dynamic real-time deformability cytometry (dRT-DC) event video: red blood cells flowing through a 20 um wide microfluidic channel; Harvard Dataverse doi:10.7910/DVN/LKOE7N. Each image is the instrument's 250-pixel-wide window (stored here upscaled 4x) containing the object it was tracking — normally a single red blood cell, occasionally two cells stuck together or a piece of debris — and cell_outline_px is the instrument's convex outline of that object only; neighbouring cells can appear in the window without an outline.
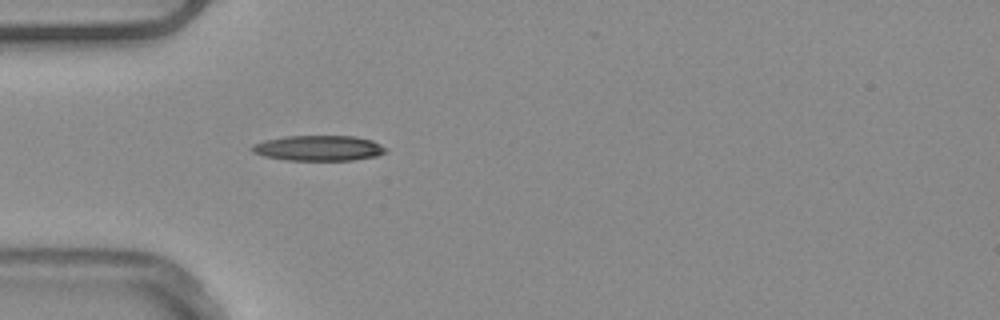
{"species": "common noctule bat (a hibernating species)", "species_latin": "Nyctalus noctula", "temperature_condition": "warm", "stored_images_in_passage": 34, "camera_frame_rate_fps": 3000, "um_per_image_px": 0.085, "animal": {"sex": "male", "body_mass_g": 20.4}, "frame": {"image": 1, "passage_image": 1, "time_ms": 0.0, "image_size_px": [1000, 320], "cell_outline_px": [[388, 152], [376, 156], [352, 160], [288, 160], [264, 156], [252, 152], [252, 144], [264, 140], [288, 136], [356, 136], [372, 140], [388, 148]], "centroid_in_image_um": [27.12, 12.59], "position_along_channel_um": 57.9, "area_um2": 19.83}}
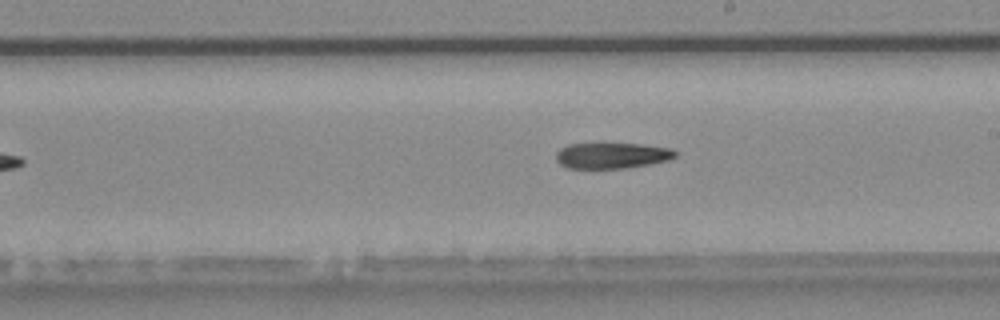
{"frame": {"image": 2, "passage_image": 15, "time_ms": 4.667, "image_size_px": [1000, 320], "cell_outline_px": [[680, 152], [672, 160], [628, 168], [568, 168], [560, 164], [556, 160], [556, 152], [560, 148], [568, 144], [640, 144], [672, 148]], "centroid_in_image_um": [52.07, 13.22], "position_along_channel_um": 236.9, "area_um2": 18.15}}